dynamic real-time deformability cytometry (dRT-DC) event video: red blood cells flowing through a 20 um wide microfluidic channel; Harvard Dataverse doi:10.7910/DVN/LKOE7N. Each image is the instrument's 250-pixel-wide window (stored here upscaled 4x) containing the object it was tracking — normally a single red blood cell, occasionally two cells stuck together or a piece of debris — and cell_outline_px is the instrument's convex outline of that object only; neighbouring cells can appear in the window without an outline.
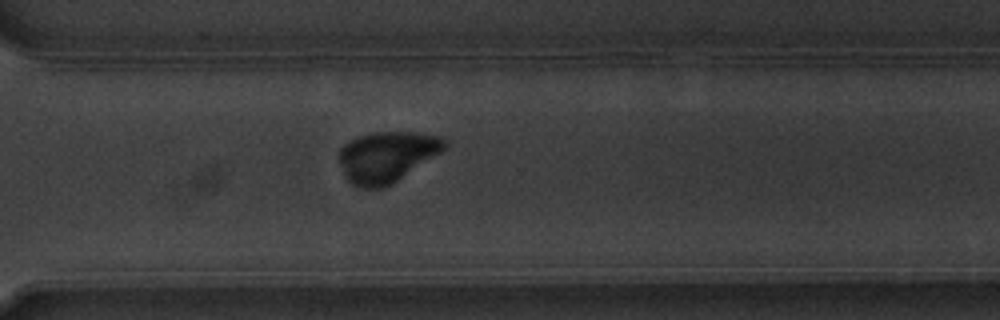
{"species": "common noctule bat (a hibernating species)", "species_latin": "Nyctalus noctula", "temperature_condition": "warm", "stored_images_in_passage": 38, "camera_frame_rate_fps": 3000, "um_per_image_px": 0.085, "animal": {"sex": "male", "body_mass_g": 20.1, "forearm_length_mm": 53.5}, "frame": {"image": 1, "passage_image": 23, "time_ms": 7.333, "image_size_px": [1000, 320], "cell_outline_px": [[448, 144], [440, 152], [392, 184], [384, 188], [360, 188], [352, 184], [344, 176], [340, 164], [340, 148], [348, 140], [372, 132], [412, 132], [440, 136]], "centroid_in_image_um": [32.84, 13.32], "position_along_channel_um": 337.8, "area_um2": 30.98}}
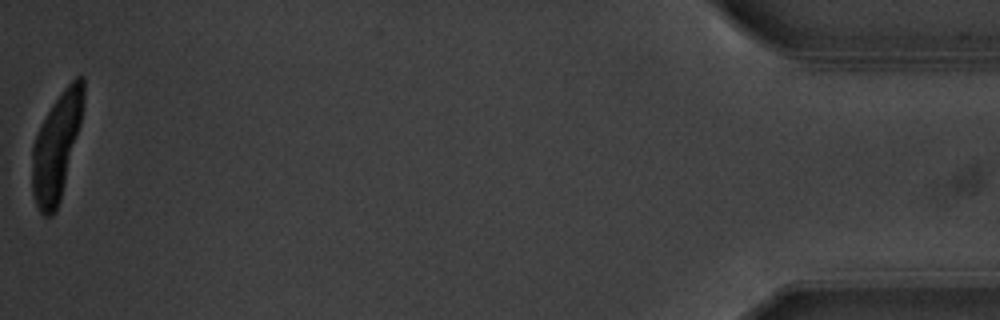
{"frame": {"image": 2, "passage_image": 38, "time_ms": 12.333, "image_size_px": [1000, 320], "cell_outline_px": [[84, 100], [80, 124], [60, 200], [56, 212], [52, 216], [44, 216], [40, 212], [36, 204], [32, 192], [32, 148], [36, 136], [52, 104], [64, 88], [76, 76], [84, 76]], "centroid_in_image_um": [4.8, 12.46], "position_along_channel_um": 430.4, "area_um2": 31.39}}